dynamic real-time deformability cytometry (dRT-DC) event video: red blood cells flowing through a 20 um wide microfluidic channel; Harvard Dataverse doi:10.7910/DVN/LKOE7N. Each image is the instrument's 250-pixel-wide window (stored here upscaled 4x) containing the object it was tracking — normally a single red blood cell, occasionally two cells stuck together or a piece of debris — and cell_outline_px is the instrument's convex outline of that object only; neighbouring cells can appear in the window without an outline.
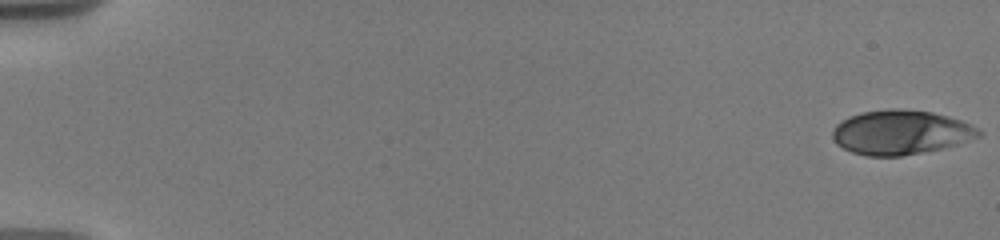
{"species": "human", "species_latin": "Homo sapiens", "temperature_condition": "warm", "stored_images_in_passage": 52, "camera_frame_rate_fps": 3000, "um_per_image_px": 0.085, "donor": {"sex": "male"}, "frame": {"image": 1, "passage_image": 1, "time_ms": 0.0, "image_size_px": [1000, 240], "cell_outline_px": [[984, 132], [980, 136], [944, 148], [900, 156], [868, 156], [852, 152], [836, 144], [832, 136], [832, 132], [836, 124], [848, 116], [860, 112], [892, 108], [900, 108], [932, 112], [948, 116], [960, 120], [980, 128]], "centroid_in_image_um": [76.56, 11.24], "position_along_channel_um": 8.4, "area_um2": 37.97}}
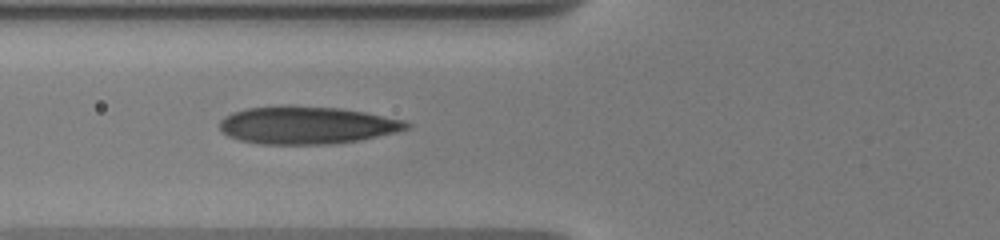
{"frame": {"image": 2, "passage_image": 27, "time_ms": 7.333, "image_size_px": [1000, 240], "cell_outline_px": [[412, 128], [396, 132], [356, 140], [328, 144], [260, 144], [240, 140], [228, 136], [220, 132], [220, 120], [224, 116], [232, 112], [248, 108], [280, 104], [292, 104], [340, 108], [364, 112], [408, 120], [412, 124]], "centroid_in_image_um": [26.07, 10.61], "position_along_channel_um": 99.7, "area_um2": 41.56}}
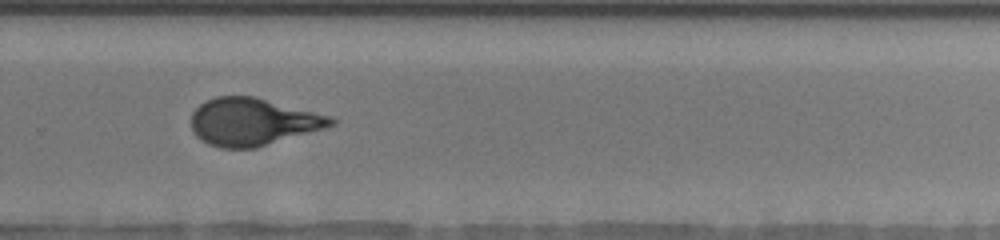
{"frame": {"image": 3, "passage_image": 48, "time_ms": 13.0, "image_size_px": [1000, 240], "cell_outline_px": [[336, 124], [324, 128], [256, 148], [220, 148], [208, 144], [200, 140], [192, 132], [192, 112], [204, 100], [216, 96], [256, 96], [332, 116], [336, 120]], "centroid_in_image_um": [21.47, 10.34], "position_along_channel_um": 308.3, "area_um2": 38.9}}